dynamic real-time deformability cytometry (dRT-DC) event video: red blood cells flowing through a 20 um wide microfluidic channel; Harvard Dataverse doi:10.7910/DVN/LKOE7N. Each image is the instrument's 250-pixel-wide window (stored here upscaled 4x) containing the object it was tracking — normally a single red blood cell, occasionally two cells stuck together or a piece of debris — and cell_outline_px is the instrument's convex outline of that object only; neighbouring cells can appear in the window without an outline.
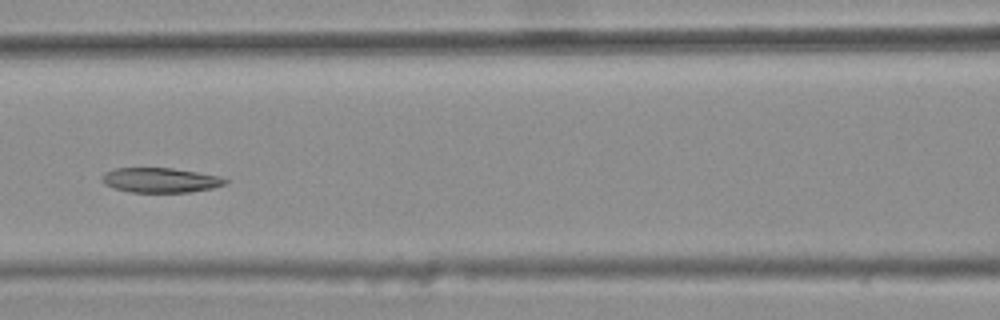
{"species": "common noctule bat (a hibernating species)", "species_latin": "Nyctalus noctula", "temperature_condition": "warm", "stored_images_in_passage": 6, "camera_frame_rate_fps": 3000, "um_per_image_px": 0.085, "animal": {"sex": "female", "body_mass_g": 25.1}, "frame": {"image": 1, "passage_image": 6, "time_ms": 1.667, "image_size_px": [1000, 320], "cell_outline_px": [[228, 180], [224, 184], [212, 188], [188, 192], [132, 192], [116, 188], [104, 184], [100, 180], [100, 176], [104, 172], [116, 168], [172, 168], [220, 176]], "centroid_in_image_um": [13.59, 15.3], "position_along_channel_um": 153.0, "area_um2": 17.69}}